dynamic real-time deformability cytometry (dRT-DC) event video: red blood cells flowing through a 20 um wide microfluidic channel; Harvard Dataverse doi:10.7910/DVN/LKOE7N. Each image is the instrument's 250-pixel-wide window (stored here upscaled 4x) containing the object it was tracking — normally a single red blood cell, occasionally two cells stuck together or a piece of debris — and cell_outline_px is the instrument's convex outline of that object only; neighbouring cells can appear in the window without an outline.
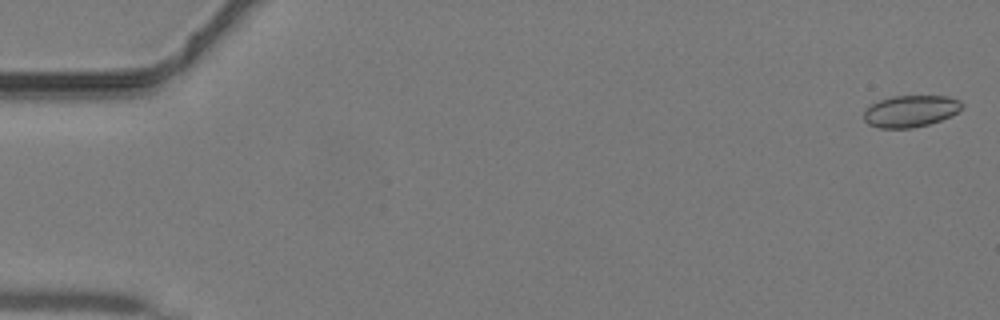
{"species": "common noctule bat (a hibernating species)", "species_latin": "Nyctalus noctula", "temperature_condition": "warm", "stored_images_in_passage": 45, "segment_of_instrument_passage": [1, 2], "camera_frame_rate_fps": 3000, "um_per_image_px": 0.085, "animal": {"sex": "male", "body_mass_g": 19.2, "forearm_length_mm": 51.8}, "frame": {"image": 1, "passage_image": 1, "time_ms": 0.0, "image_size_px": [1000, 320], "cell_outline_px": [[964, 108], [960, 112], [952, 116], [928, 124], [912, 128], [880, 128], [868, 124], [864, 120], [864, 112], [872, 104], [880, 100], [892, 96], [948, 96], [960, 100], [964, 104]], "centroid_in_image_um": [77.46, 9.44], "position_along_channel_um": 7.5, "area_um2": 18.26}}
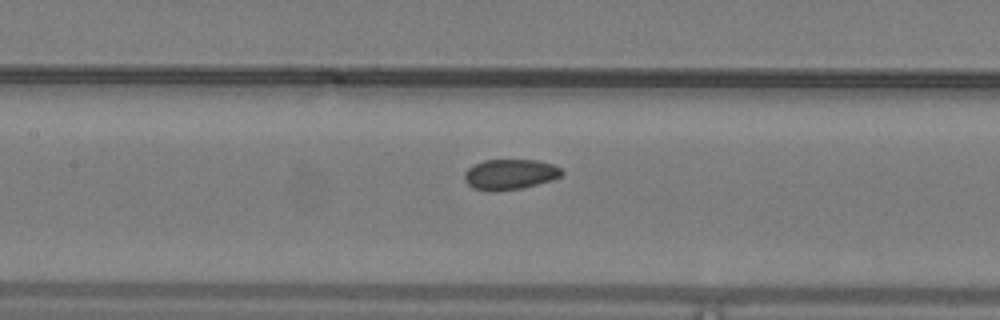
{"frame": {"image": 2, "passage_image": 21, "time_ms": 6.667, "image_size_px": [1000, 320], "cell_outline_px": [[564, 172], [560, 176], [552, 180], [520, 188], [476, 188], [468, 184], [464, 180], [464, 172], [468, 168], [484, 160], [536, 160], [552, 164], [560, 168]], "centroid_in_image_um": [43.38, 14.77], "position_along_channel_um": 164.0, "area_um2": 16.42}}
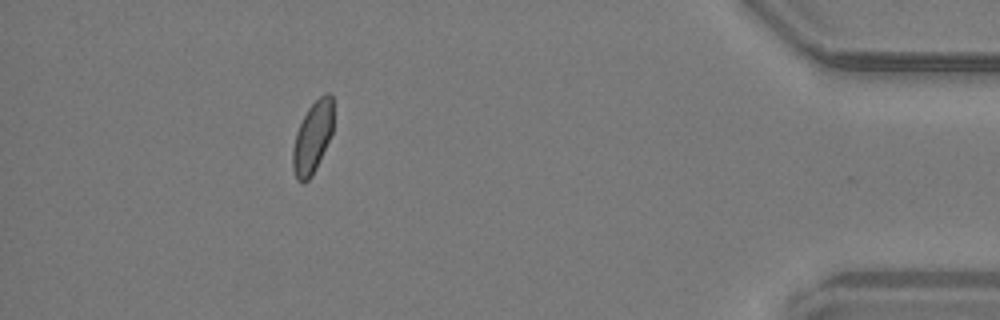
{"frame": {"image": 3, "passage_image": 40, "time_ms": 13.0, "image_size_px": [1000, 320], "cell_outline_px": [[332, 132], [316, 168], [312, 176], [304, 184], [300, 184], [296, 180], [292, 168], [292, 148], [296, 132], [308, 108], [324, 92], [328, 92], [332, 96]], "centroid_in_image_um": [26.53, 11.73], "position_along_channel_um": 408.7, "area_um2": 16.94}}